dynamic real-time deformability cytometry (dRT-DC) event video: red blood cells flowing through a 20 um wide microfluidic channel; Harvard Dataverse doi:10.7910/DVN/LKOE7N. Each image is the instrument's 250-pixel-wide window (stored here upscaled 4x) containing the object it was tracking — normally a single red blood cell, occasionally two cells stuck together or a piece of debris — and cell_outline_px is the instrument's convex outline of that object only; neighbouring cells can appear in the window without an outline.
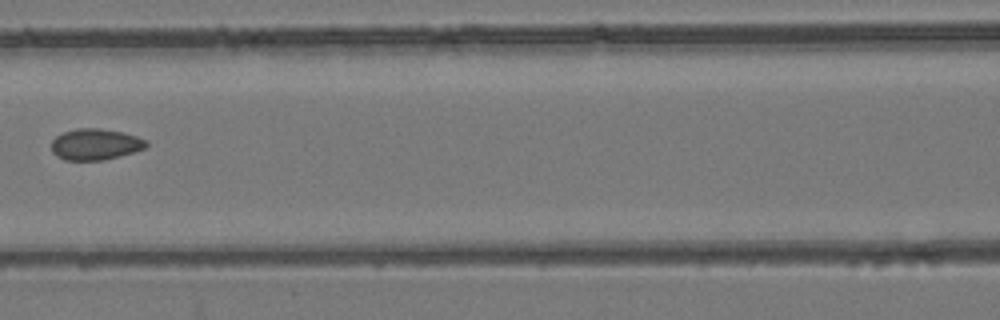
{"species": "common noctule bat (a hibernating species)", "species_latin": "Nyctalus noctula", "temperature_condition": "room temperature", "stored_images_in_passage": 8, "camera_frame_rate_fps": 3000, "um_per_image_px": 0.085, "animal": {"sex": "female", "body_mass_g": 24.6, "forearm_length_mm": 56.2}, "frame": {"image": 1, "passage_image": 8, "time_ms": 2.333, "image_size_px": [1000, 320], "cell_outline_px": [[148, 144], [144, 148], [120, 156], [104, 160], [64, 160], [56, 156], [52, 152], [52, 140], [56, 136], [64, 132], [76, 128], [100, 128], [124, 132], [148, 140]], "centroid_in_image_um": [8.1, 12.26], "position_along_channel_um": 158.5, "area_um2": 17.34}}